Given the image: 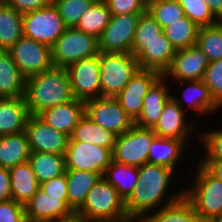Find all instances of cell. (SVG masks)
<instances>
[{
	"mask_svg": "<svg viewBox=\"0 0 222 222\" xmlns=\"http://www.w3.org/2000/svg\"><path fill=\"white\" fill-rule=\"evenodd\" d=\"M24 98L30 115L73 100L67 69L53 66L27 77Z\"/></svg>",
	"mask_w": 222,
	"mask_h": 222,
	"instance_id": "1",
	"label": "cell"
},
{
	"mask_svg": "<svg viewBox=\"0 0 222 222\" xmlns=\"http://www.w3.org/2000/svg\"><path fill=\"white\" fill-rule=\"evenodd\" d=\"M173 172L168 167L150 163L138 167V183L125 201L127 215L144 218L152 208L161 207Z\"/></svg>",
	"mask_w": 222,
	"mask_h": 222,
	"instance_id": "2",
	"label": "cell"
},
{
	"mask_svg": "<svg viewBox=\"0 0 222 222\" xmlns=\"http://www.w3.org/2000/svg\"><path fill=\"white\" fill-rule=\"evenodd\" d=\"M76 214L86 222L115 220L127 216L125 200L103 176L89 190L83 206Z\"/></svg>",
	"mask_w": 222,
	"mask_h": 222,
	"instance_id": "3",
	"label": "cell"
},
{
	"mask_svg": "<svg viewBox=\"0 0 222 222\" xmlns=\"http://www.w3.org/2000/svg\"><path fill=\"white\" fill-rule=\"evenodd\" d=\"M139 70L132 53L100 52L101 97L115 98Z\"/></svg>",
	"mask_w": 222,
	"mask_h": 222,
	"instance_id": "4",
	"label": "cell"
},
{
	"mask_svg": "<svg viewBox=\"0 0 222 222\" xmlns=\"http://www.w3.org/2000/svg\"><path fill=\"white\" fill-rule=\"evenodd\" d=\"M198 165L197 180L191 189H184V196L192 203L198 218L213 221L222 212V181Z\"/></svg>",
	"mask_w": 222,
	"mask_h": 222,
	"instance_id": "5",
	"label": "cell"
},
{
	"mask_svg": "<svg viewBox=\"0 0 222 222\" xmlns=\"http://www.w3.org/2000/svg\"><path fill=\"white\" fill-rule=\"evenodd\" d=\"M99 55L98 38L73 28L64 33L51 46L54 67L67 68L72 63Z\"/></svg>",
	"mask_w": 222,
	"mask_h": 222,
	"instance_id": "6",
	"label": "cell"
},
{
	"mask_svg": "<svg viewBox=\"0 0 222 222\" xmlns=\"http://www.w3.org/2000/svg\"><path fill=\"white\" fill-rule=\"evenodd\" d=\"M155 137L152 128H141L133 125L128 131L117 136L112 151V160L141 167L148 163L151 142Z\"/></svg>",
	"mask_w": 222,
	"mask_h": 222,
	"instance_id": "7",
	"label": "cell"
},
{
	"mask_svg": "<svg viewBox=\"0 0 222 222\" xmlns=\"http://www.w3.org/2000/svg\"><path fill=\"white\" fill-rule=\"evenodd\" d=\"M66 28L54 3L23 14V36L49 47L64 33Z\"/></svg>",
	"mask_w": 222,
	"mask_h": 222,
	"instance_id": "8",
	"label": "cell"
},
{
	"mask_svg": "<svg viewBox=\"0 0 222 222\" xmlns=\"http://www.w3.org/2000/svg\"><path fill=\"white\" fill-rule=\"evenodd\" d=\"M142 13L111 15L98 38L102 53H131L137 24Z\"/></svg>",
	"mask_w": 222,
	"mask_h": 222,
	"instance_id": "9",
	"label": "cell"
},
{
	"mask_svg": "<svg viewBox=\"0 0 222 222\" xmlns=\"http://www.w3.org/2000/svg\"><path fill=\"white\" fill-rule=\"evenodd\" d=\"M85 114L101 128L117 136L128 131L134 122L113 97H100L85 101Z\"/></svg>",
	"mask_w": 222,
	"mask_h": 222,
	"instance_id": "10",
	"label": "cell"
},
{
	"mask_svg": "<svg viewBox=\"0 0 222 222\" xmlns=\"http://www.w3.org/2000/svg\"><path fill=\"white\" fill-rule=\"evenodd\" d=\"M8 51L26 78L53 67L51 47L33 39L22 36Z\"/></svg>",
	"mask_w": 222,
	"mask_h": 222,
	"instance_id": "11",
	"label": "cell"
},
{
	"mask_svg": "<svg viewBox=\"0 0 222 222\" xmlns=\"http://www.w3.org/2000/svg\"><path fill=\"white\" fill-rule=\"evenodd\" d=\"M73 97L87 101L101 97L99 55L72 63L67 68Z\"/></svg>",
	"mask_w": 222,
	"mask_h": 222,
	"instance_id": "12",
	"label": "cell"
},
{
	"mask_svg": "<svg viewBox=\"0 0 222 222\" xmlns=\"http://www.w3.org/2000/svg\"><path fill=\"white\" fill-rule=\"evenodd\" d=\"M111 161L110 149L85 142H68L65 153L66 170L92 171L103 176Z\"/></svg>",
	"mask_w": 222,
	"mask_h": 222,
	"instance_id": "13",
	"label": "cell"
},
{
	"mask_svg": "<svg viewBox=\"0 0 222 222\" xmlns=\"http://www.w3.org/2000/svg\"><path fill=\"white\" fill-rule=\"evenodd\" d=\"M131 53L136 57L140 69L155 70L163 75L170 67L176 49L162 33L151 42H133Z\"/></svg>",
	"mask_w": 222,
	"mask_h": 222,
	"instance_id": "14",
	"label": "cell"
},
{
	"mask_svg": "<svg viewBox=\"0 0 222 222\" xmlns=\"http://www.w3.org/2000/svg\"><path fill=\"white\" fill-rule=\"evenodd\" d=\"M25 132L31 152L65 155L69 137L47 125L38 115H30Z\"/></svg>",
	"mask_w": 222,
	"mask_h": 222,
	"instance_id": "15",
	"label": "cell"
},
{
	"mask_svg": "<svg viewBox=\"0 0 222 222\" xmlns=\"http://www.w3.org/2000/svg\"><path fill=\"white\" fill-rule=\"evenodd\" d=\"M161 76L158 71L140 69L115 97L133 122L141 114L145 95Z\"/></svg>",
	"mask_w": 222,
	"mask_h": 222,
	"instance_id": "16",
	"label": "cell"
},
{
	"mask_svg": "<svg viewBox=\"0 0 222 222\" xmlns=\"http://www.w3.org/2000/svg\"><path fill=\"white\" fill-rule=\"evenodd\" d=\"M208 65L207 56L195 45L176 50L170 67L162 76L165 80L168 76L174 77L178 81L203 80Z\"/></svg>",
	"mask_w": 222,
	"mask_h": 222,
	"instance_id": "17",
	"label": "cell"
},
{
	"mask_svg": "<svg viewBox=\"0 0 222 222\" xmlns=\"http://www.w3.org/2000/svg\"><path fill=\"white\" fill-rule=\"evenodd\" d=\"M27 222H51L74 214L68 205V197H53L39 188L25 205Z\"/></svg>",
	"mask_w": 222,
	"mask_h": 222,
	"instance_id": "18",
	"label": "cell"
},
{
	"mask_svg": "<svg viewBox=\"0 0 222 222\" xmlns=\"http://www.w3.org/2000/svg\"><path fill=\"white\" fill-rule=\"evenodd\" d=\"M180 101L172 95L166 102L158 122L152 128L157 137L176 139L187 143L189 132H191L193 127L192 124H186L184 119L185 110Z\"/></svg>",
	"mask_w": 222,
	"mask_h": 222,
	"instance_id": "19",
	"label": "cell"
},
{
	"mask_svg": "<svg viewBox=\"0 0 222 222\" xmlns=\"http://www.w3.org/2000/svg\"><path fill=\"white\" fill-rule=\"evenodd\" d=\"M85 114V102L73 99L43 110L38 116L55 130L71 137L74 128Z\"/></svg>",
	"mask_w": 222,
	"mask_h": 222,
	"instance_id": "20",
	"label": "cell"
},
{
	"mask_svg": "<svg viewBox=\"0 0 222 222\" xmlns=\"http://www.w3.org/2000/svg\"><path fill=\"white\" fill-rule=\"evenodd\" d=\"M164 79V76H161L145 95L141 114L134 125L141 128H153L158 122L166 102L172 97Z\"/></svg>",
	"mask_w": 222,
	"mask_h": 222,
	"instance_id": "21",
	"label": "cell"
},
{
	"mask_svg": "<svg viewBox=\"0 0 222 222\" xmlns=\"http://www.w3.org/2000/svg\"><path fill=\"white\" fill-rule=\"evenodd\" d=\"M29 116L24 97L0 98V136L24 132Z\"/></svg>",
	"mask_w": 222,
	"mask_h": 222,
	"instance_id": "22",
	"label": "cell"
},
{
	"mask_svg": "<svg viewBox=\"0 0 222 222\" xmlns=\"http://www.w3.org/2000/svg\"><path fill=\"white\" fill-rule=\"evenodd\" d=\"M168 202L156 213L144 216V222H194L198 215L195 213L192 203L184 196L182 189L176 195H172Z\"/></svg>",
	"mask_w": 222,
	"mask_h": 222,
	"instance_id": "23",
	"label": "cell"
},
{
	"mask_svg": "<svg viewBox=\"0 0 222 222\" xmlns=\"http://www.w3.org/2000/svg\"><path fill=\"white\" fill-rule=\"evenodd\" d=\"M26 77L20 72L8 50H0V98L25 96Z\"/></svg>",
	"mask_w": 222,
	"mask_h": 222,
	"instance_id": "24",
	"label": "cell"
},
{
	"mask_svg": "<svg viewBox=\"0 0 222 222\" xmlns=\"http://www.w3.org/2000/svg\"><path fill=\"white\" fill-rule=\"evenodd\" d=\"M68 205L76 213L84 204L89 190L102 177L100 173L66 170Z\"/></svg>",
	"mask_w": 222,
	"mask_h": 222,
	"instance_id": "25",
	"label": "cell"
},
{
	"mask_svg": "<svg viewBox=\"0 0 222 222\" xmlns=\"http://www.w3.org/2000/svg\"><path fill=\"white\" fill-rule=\"evenodd\" d=\"M9 171L12 200L25 206L40 188L36 174L29 162L10 168Z\"/></svg>",
	"mask_w": 222,
	"mask_h": 222,
	"instance_id": "26",
	"label": "cell"
},
{
	"mask_svg": "<svg viewBox=\"0 0 222 222\" xmlns=\"http://www.w3.org/2000/svg\"><path fill=\"white\" fill-rule=\"evenodd\" d=\"M30 147L26 132L0 136V167L10 169L28 162Z\"/></svg>",
	"mask_w": 222,
	"mask_h": 222,
	"instance_id": "27",
	"label": "cell"
},
{
	"mask_svg": "<svg viewBox=\"0 0 222 222\" xmlns=\"http://www.w3.org/2000/svg\"><path fill=\"white\" fill-rule=\"evenodd\" d=\"M117 135L113 132L101 128L94 123L86 114L79 120L77 126L69 138L68 142H85L102 146L113 151Z\"/></svg>",
	"mask_w": 222,
	"mask_h": 222,
	"instance_id": "28",
	"label": "cell"
},
{
	"mask_svg": "<svg viewBox=\"0 0 222 222\" xmlns=\"http://www.w3.org/2000/svg\"><path fill=\"white\" fill-rule=\"evenodd\" d=\"M103 178L110 183L126 201L138 183V167L112 160L111 164L104 171Z\"/></svg>",
	"mask_w": 222,
	"mask_h": 222,
	"instance_id": "29",
	"label": "cell"
},
{
	"mask_svg": "<svg viewBox=\"0 0 222 222\" xmlns=\"http://www.w3.org/2000/svg\"><path fill=\"white\" fill-rule=\"evenodd\" d=\"M181 140L155 137L151 142L148 163L162 165L175 170L181 153L185 147Z\"/></svg>",
	"mask_w": 222,
	"mask_h": 222,
	"instance_id": "30",
	"label": "cell"
},
{
	"mask_svg": "<svg viewBox=\"0 0 222 222\" xmlns=\"http://www.w3.org/2000/svg\"><path fill=\"white\" fill-rule=\"evenodd\" d=\"M23 14L8 5L0 4V50H9L22 36Z\"/></svg>",
	"mask_w": 222,
	"mask_h": 222,
	"instance_id": "31",
	"label": "cell"
},
{
	"mask_svg": "<svg viewBox=\"0 0 222 222\" xmlns=\"http://www.w3.org/2000/svg\"><path fill=\"white\" fill-rule=\"evenodd\" d=\"M28 162L36 174L39 184L59 177L66 172L65 155L31 152Z\"/></svg>",
	"mask_w": 222,
	"mask_h": 222,
	"instance_id": "32",
	"label": "cell"
},
{
	"mask_svg": "<svg viewBox=\"0 0 222 222\" xmlns=\"http://www.w3.org/2000/svg\"><path fill=\"white\" fill-rule=\"evenodd\" d=\"M199 26L188 17H183L163 28L164 35L176 50L196 45Z\"/></svg>",
	"mask_w": 222,
	"mask_h": 222,
	"instance_id": "33",
	"label": "cell"
},
{
	"mask_svg": "<svg viewBox=\"0 0 222 222\" xmlns=\"http://www.w3.org/2000/svg\"><path fill=\"white\" fill-rule=\"evenodd\" d=\"M111 13L104 0H96L82 15L76 29L99 38L110 21Z\"/></svg>",
	"mask_w": 222,
	"mask_h": 222,
	"instance_id": "34",
	"label": "cell"
},
{
	"mask_svg": "<svg viewBox=\"0 0 222 222\" xmlns=\"http://www.w3.org/2000/svg\"><path fill=\"white\" fill-rule=\"evenodd\" d=\"M196 45L207 56L209 63L222 59V21L199 27Z\"/></svg>",
	"mask_w": 222,
	"mask_h": 222,
	"instance_id": "35",
	"label": "cell"
},
{
	"mask_svg": "<svg viewBox=\"0 0 222 222\" xmlns=\"http://www.w3.org/2000/svg\"><path fill=\"white\" fill-rule=\"evenodd\" d=\"M185 82H189V86H187L183 92V96H185V99L188 101V107L197 110L200 114L211 113V111L213 112L219 107L215 103L210 89L204 84L203 80L181 81L180 85ZM189 94L191 97H189Z\"/></svg>",
	"mask_w": 222,
	"mask_h": 222,
	"instance_id": "36",
	"label": "cell"
},
{
	"mask_svg": "<svg viewBox=\"0 0 222 222\" xmlns=\"http://www.w3.org/2000/svg\"><path fill=\"white\" fill-rule=\"evenodd\" d=\"M147 11L162 28L185 17L177 0H147Z\"/></svg>",
	"mask_w": 222,
	"mask_h": 222,
	"instance_id": "37",
	"label": "cell"
},
{
	"mask_svg": "<svg viewBox=\"0 0 222 222\" xmlns=\"http://www.w3.org/2000/svg\"><path fill=\"white\" fill-rule=\"evenodd\" d=\"M96 0H54L60 17L67 28L76 27L82 15Z\"/></svg>",
	"mask_w": 222,
	"mask_h": 222,
	"instance_id": "38",
	"label": "cell"
},
{
	"mask_svg": "<svg viewBox=\"0 0 222 222\" xmlns=\"http://www.w3.org/2000/svg\"><path fill=\"white\" fill-rule=\"evenodd\" d=\"M182 6L185 16L197 26H211L219 20L211 12L206 0H177Z\"/></svg>",
	"mask_w": 222,
	"mask_h": 222,
	"instance_id": "39",
	"label": "cell"
},
{
	"mask_svg": "<svg viewBox=\"0 0 222 222\" xmlns=\"http://www.w3.org/2000/svg\"><path fill=\"white\" fill-rule=\"evenodd\" d=\"M215 103L222 106V59L209 63L203 77Z\"/></svg>",
	"mask_w": 222,
	"mask_h": 222,
	"instance_id": "40",
	"label": "cell"
},
{
	"mask_svg": "<svg viewBox=\"0 0 222 222\" xmlns=\"http://www.w3.org/2000/svg\"><path fill=\"white\" fill-rule=\"evenodd\" d=\"M163 33L160 24L148 13L141 14L133 42H151Z\"/></svg>",
	"mask_w": 222,
	"mask_h": 222,
	"instance_id": "41",
	"label": "cell"
},
{
	"mask_svg": "<svg viewBox=\"0 0 222 222\" xmlns=\"http://www.w3.org/2000/svg\"><path fill=\"white\" fill-rule=\"evenodd\" d=\"M111 15L144 13L147 0H104Z\"/></svg>",
	"mask_w": 222,
	"mask_h": 222,
	"instance_id": "42",
	"label": "cell"
},
{
	"mask_svg": "<svg viewBox=\"0 0 222 222\" xmlns=\"http://www.w3.org/2000/svg\"><path fill=\"white\" fill-rule=\"evenodd\" d=\"M200 138L207 152L204 159L222 160V129L203 133Z\"/></svg>",
	"mask_w": 222,
	"mask_h": 222,
	"instance_id": "43",
	"label": "cell"
},
{
	"mask_svg": "<svg viewBox=\"0 0 222 222\" xmlns=\"http://www.w3.org/2000/svg\"><path fill=\"white\" fill-rule=\"evenodd\" d=\"M0 222H27L25 206L12 199L0 202Z\"/></svg>",
	"mask_w": 222,
	"mask_h": 222,
	"instance_id": "44",
	"label": "cell"
},
{
	"mask_svg": "<svg viewBox=\"0 0 222 222\" xmlns=\"http://www.w3.org/2000/svg\"><path fill=\"white\" fill-rule=\"evenodd\" d=\"M40 188L53 197H68L66 173L40 184Z\"/></svg>",
	"mask_w": 222,
	"mask_h": 222,
	"instance_id": "45",
	"label": "cell"
},
{
	"mask_svg": "<svg viewBox=\"0 0 222 222\" xmlns=\"http://www.w3.org/2000/svg\"><path fill=\"white\" fill-rule=\"evenodd\" d=\"M8 5L24 14L27 12L36 11L53 4L54 0H4Z\"/></svg>",
	"mask_w": 222,
	"mask_h": 222,
	"instance_id": "46",
	"label": "cell"
},
{
	"mask_svg": "<svg viewBox=\"0 0 222 222\" xmlns=\"http://www.w3.org/2000/svg\"><path fill=\"white\" fill-rule=\"evenodd\" d=\"M11 199L10 171L0 167V202Z\"/></svg>",
	"mask_w": 222,
	"mask_h": 222,
	"instance_id": "47",
	"label": "cell"
},
{
	"mask_svg": "<svg viewBox=\"0 0 222 222\" xmlns=\"http://www.w3.org/2000/svg\"><path fill=\"white\" fill-rule=\"evenodd\" d=\"M200 164L211 175L222 181V160H202Z\"/></svg>",
	"mask_w": 222,
	"mask_h": 222,
	"instance_id": "48",
	"label": "cell"
},
{
	"mask_svg": "<svg viewBox=\"0 0 222 222\" xmlns=\"http://www.w3.org/2000/svg\"><path fill=\"white\" fill-rule=\"evenodd\" d=\"M211 12L219 20L222 21V0H206Z\"/></svg>",
	"mask_w": 222,
	"mask_h": 222,
	"instance_id": "49",
	"label": "cell"
},
{
	"mask_svg": "<svg viewBox=\"0 0 222 222\" xmlns=\"http://www.w3.org/2000/svg\"><path fill=\"white\" fill-rule=\"evenodd\" d=\"M139 220V222H144L143 218L140 217H135V216H124L115 220H96V221H92V222H134V220Z\"/></svg>",
	"mask_w": 222,
	"mask_h": 222,
	"instance_id": "50",
	"label": "cell"
},
{
	"mask_svg": "<svg viewBox=\"0 0 222 222\" xmlns=\"http://www.w3.org/2000/svg\"><path fill=\"white\" fill-rule=\"evenodd\" d=\"M51 222H86L84 219H82L78 214L74 213L72 216L64 218V219H59L56 221H51Z\"/></svg>",
	"mask_w": 222,
	"mask_h": 222,
	"instance_id": "51",
	"label": "cell"
},
{
	"mask_svg": "<svg viewBox=\"0 0 222 222\" xmlns=\"http://www.w3.org/2000/svg\"><path fill=\"white\" fill-rule=\"evenodd\" d=\"M194 222H213L212 220L197 218Z\"/></svg>",
	"mask_w": 222,
	"mask_h": 222,
	"instance_id": "52",
	"label": "cell"
},
{
	"mask_svg": "<svg viewBox=\"0 0 222 222\" xmlns=\"http://www.w3.org/2000/svg\"><path fill=\"white\" fill-rule=\"evenodd\" d=\"M213 222H222V212L221 214L213 220Z\"/></svg>",
	"mask_w": 222,
	"mask_h": 222,
	"instance_id": "53",
	"label": "cell"
}]
</instances>
